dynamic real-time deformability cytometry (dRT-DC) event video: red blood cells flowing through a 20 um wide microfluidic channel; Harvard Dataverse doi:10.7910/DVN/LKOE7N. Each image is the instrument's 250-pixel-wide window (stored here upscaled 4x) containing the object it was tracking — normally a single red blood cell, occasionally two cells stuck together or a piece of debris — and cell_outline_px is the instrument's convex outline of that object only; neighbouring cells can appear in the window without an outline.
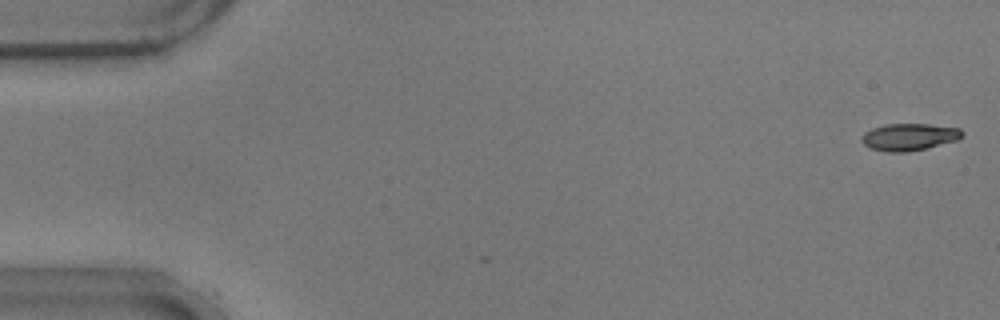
{"species": "common noctule bat (a hibernating species)", "species_latin": "Nyctalus noctula", "temperature_condition": "warm", "stored_images_in_passage": 5, "camera_frame_rate_fps": 3000, "um_per_image_px": 0.085, "animal": {"sex": "male", "body_mass_g": 17.9}, "frame": {"image": 1, "passage_image": 1, "time_ms": 0.0, "image_size_px": [1000, 320], "cell_outline_px": [[964, 132], [956, 140], [908, 152], [888, 152], [872, 148], [864, 144], [860, 140], [860, 136], [864, 132], [872, 128], [884, 124], [928, 124], [960, 128]], "centroid_in_image_um": [77.22, 11.63], "position_along_channel_um": 7.8, "area_um2": 15.72}}